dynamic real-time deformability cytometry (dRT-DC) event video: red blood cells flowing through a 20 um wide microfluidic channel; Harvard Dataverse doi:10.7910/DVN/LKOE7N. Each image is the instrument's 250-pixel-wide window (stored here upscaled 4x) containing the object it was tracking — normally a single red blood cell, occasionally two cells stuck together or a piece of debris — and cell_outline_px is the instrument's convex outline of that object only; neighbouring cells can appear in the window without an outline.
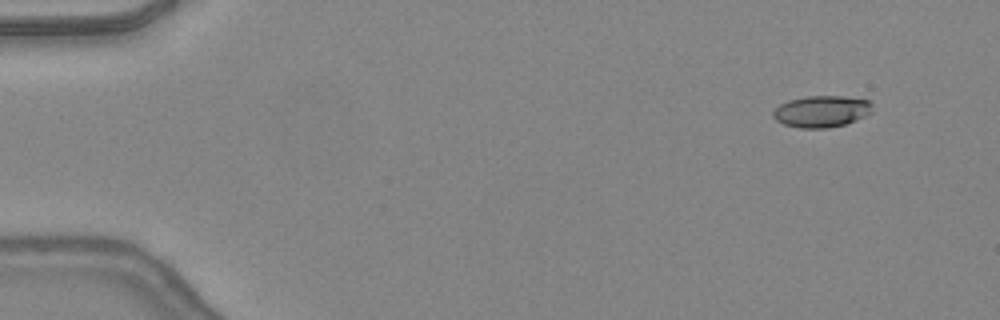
{"species": "common noctule bat (a hibernating species)", "species_latin": "Nyctalus noctula", "temperature_condition": "warm", "stored_images_in_passage": 44, "camera_frame_rate_fps": 3000, "um_per_image_px": 0.085, "animal": {"sex": "female", "body_mass_g": 24.6, "forearm_length_mm": 56.2}, "frame": {"image": 1, "passage_image": 1, "time_ms": 0.0, "image_size_px": [1000, 320], "cell_outline_px": [[872, 112], [856, 120], [844, 124], [828, 128], [800, 128], [784, 124], [776, 120], [772, 116], [772, 112], [780, 104], [788, 100], [808, 96], [844, 96], [868, 100], [872, 104]], "centroid_in_image_um": [69.82, 9.46], "position_along_channel_um": 15.2, "area_um2": 18.26}}
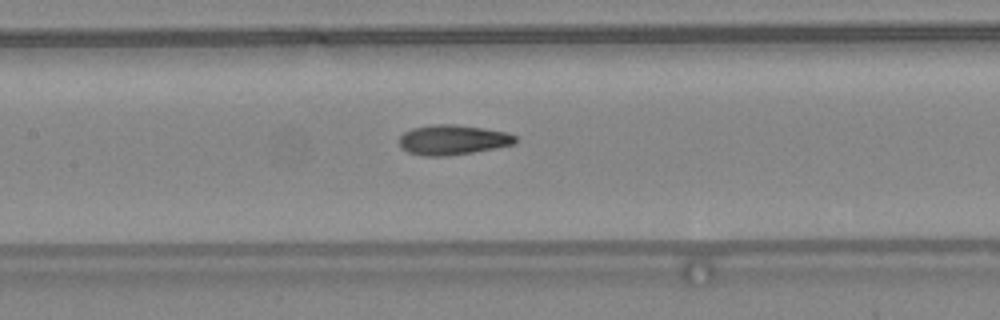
{"frame": {"image": 2, "passage_image": 20, "time_ms": 6.333, "image_size_px": [1000, 320], "cell_outline_px": [[516, 144], [496, 148], [472, 152], [444, 156], [424, 156], [408, 152], [400, 148], [400, 136], [404, 132], [412, 128], [432, 124], [456, 124], [484, 128], [504, 132], [516, 136]], "centroid_in_image_um": [38.47, 11.88], "position_along_channel_um": 168.9, "area_um2": 20.29}}
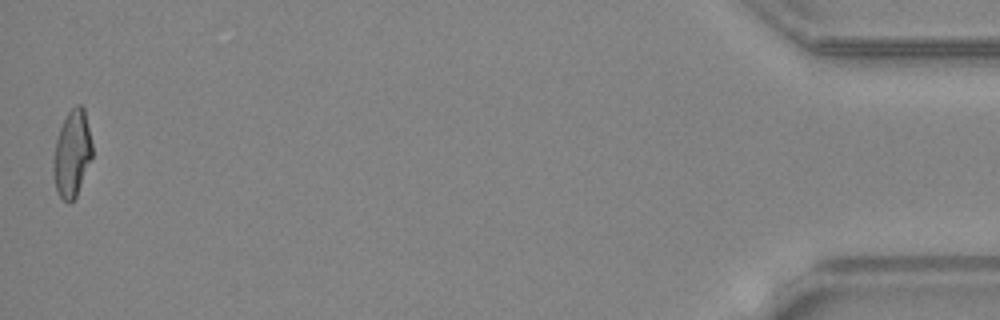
{"frame": {"image": 3, "passage_image": 44, "time_ms": 14.333, "image_size_px": [1000, 320], "cell_outline_px": [[92, 156], [76, 196], [68, 204], [60, 196], [56, 188], [52, 172], [52, 160], [56, 140], [60, 128], [68, 112], [76, 104], [80, 104], [84, 108], [92, 144]], "centroid_in_image_um": [6.11, 13.06], "position_along_channel_um": 429.1, "area_um2": 19.48}}